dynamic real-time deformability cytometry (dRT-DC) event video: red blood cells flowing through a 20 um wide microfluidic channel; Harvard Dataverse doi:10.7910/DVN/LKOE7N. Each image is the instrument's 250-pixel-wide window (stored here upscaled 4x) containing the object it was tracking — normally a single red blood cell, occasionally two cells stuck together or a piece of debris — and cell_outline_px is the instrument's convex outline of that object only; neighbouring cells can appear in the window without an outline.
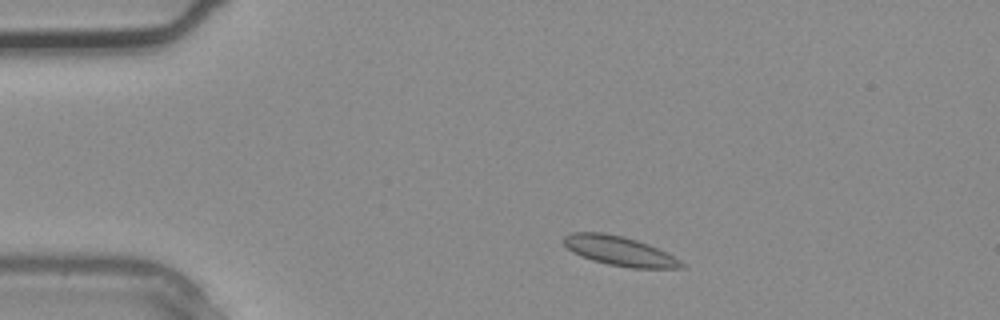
{"species": "common noctule bat (a hibernating species)", "species_latin": "Nyctalus noctula", "temperature_condition": "warm", "stored_images_in_passage": 2, "camera_frame_rate_fps": 3000, "um_per_image_px": 0.085, "animal": {"sex": "male", "body_mass_g": 20.4}, "frame": {"image": 1, "passage_image": 1, "time_ms": 0.0, "image_size_px": [1000, 320], "cell_outline_px": [[688, 268], [632, 268], [608, 264], [592, 260], [580, 256], [572, 252], [564, 244], [564, 236], [572, 232], [604, 232], [624, 236], [648, 244], [680, 260]], "centroid_in_image_um": [52.64, 21.33], "position_along_channel_um": 32.4, "area_um2": 20.11}}
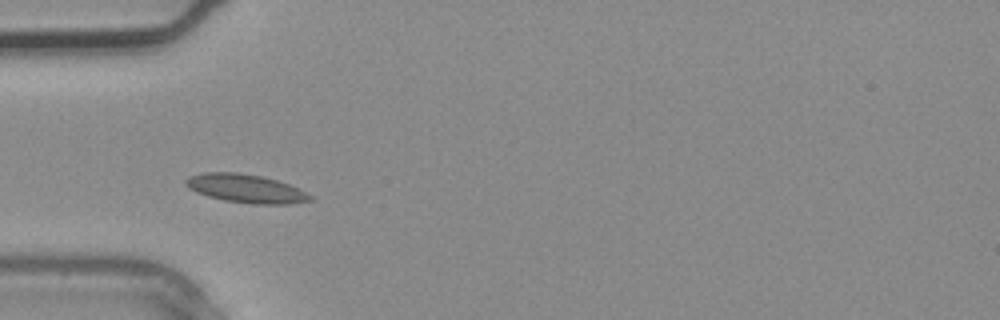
{"frame": {"image": 2, "passage_image": 2, "time_ms": 0.333, "image_size_px": [1000, 320], "cell_outline_px": [[312, 200], [288, 204], [252, 204], [224, 200], [208, 196], [196, 192], [188, 188], [184, 184], [184, 180], [188, 176], [204, 172], [236, 172], [260, 176], [276, 180], [288, 184], [312, 196]], "centroid_in_image_um": [20.83, 16.02], "position_along_channel_um": 64.2, "area_um2": 20.52}}